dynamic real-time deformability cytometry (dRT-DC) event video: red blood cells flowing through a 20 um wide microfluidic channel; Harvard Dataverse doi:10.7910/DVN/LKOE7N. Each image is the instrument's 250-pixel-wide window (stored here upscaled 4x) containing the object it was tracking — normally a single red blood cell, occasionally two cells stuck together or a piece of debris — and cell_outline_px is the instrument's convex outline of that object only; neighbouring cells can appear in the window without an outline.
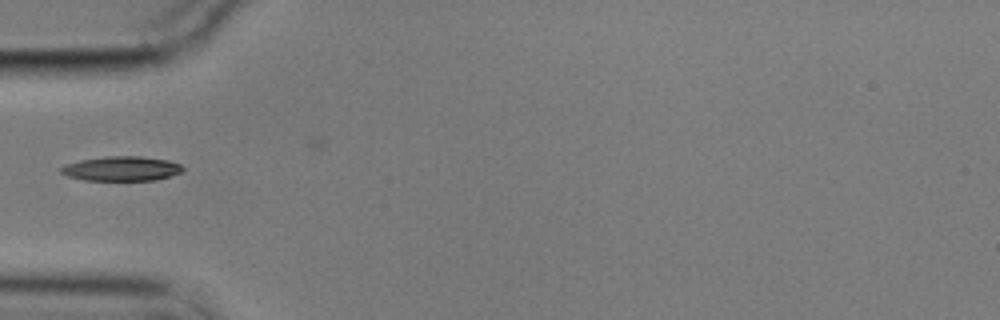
{"species": "common noctule bat (a hibernating species)", "species_latin": "Nyctalus noctula", "temperature_condition": "cold", "stored_images_in_passage": 24, "camera_frame_rate_fps": 3000, "um_per_image_px": 0.085, "animal": {"sex": "male", "body_mass_g": 17.9}, "frame": {"image": 1, "passage_image": 1, "time_ms": 0.0, "image_size_px": [1000, 320], "cell_outline_px": [[184, 172], [156, 180], [84, 180], [68, 176], [60, 172], [60, 168], [64, 164], [80, 160], [104, 156], [140, 156], [168, 160], [180, 164], [184, 168]], "centroid_in_image_um": [10.34, 14.33], "position_along_channel_um": 74.7, "area_um2": 17.57}}
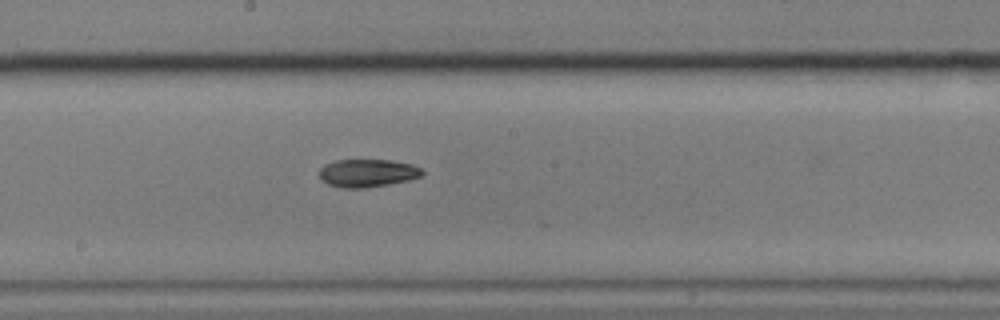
{"frame": {"image": 2, "passage_image": 13, "time_ms": 4.0, "image_size_px": [1000, 320], "cell_outline_px": [[424, 172], [420, 176], [408, 180], [388, 184], [364, 188], [340, 188], [328, 184], [320, 180], [320, 168], [324, 164], [336, 160], [392, 160], [412, 164], [420, 168]], "centroid_in_image_um": [31.2, 14.71], "position_along_channel_um": 217.0, "area_um2": 16.76}}
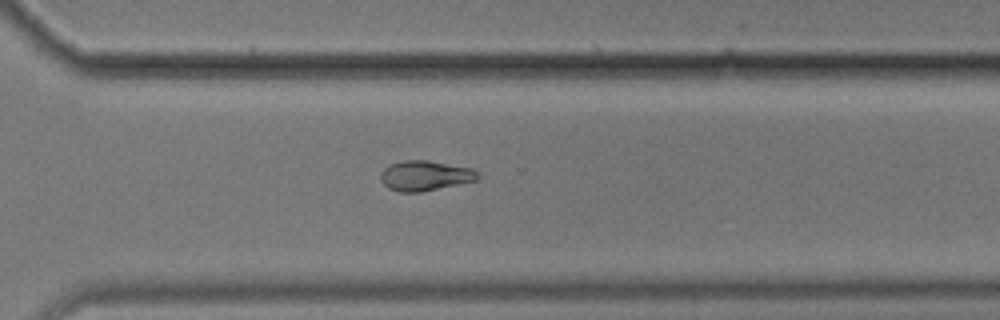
{"frame": {"image": 3, "passage_image": 23, "time_ms": 7.333, "image_size_px": [1000, 320], "cell_outline_px": [[480, 180], [420, 192], [400, 192], [388, 188], [380, 180], [380, 172], [388, 164], [404, 160], [424, 160], [476, 168], [480, 176]], "centroid_in_image_um": [36.16, 14.93], "position_along_channel_um": 334.4, "area_um2": 17.34}}